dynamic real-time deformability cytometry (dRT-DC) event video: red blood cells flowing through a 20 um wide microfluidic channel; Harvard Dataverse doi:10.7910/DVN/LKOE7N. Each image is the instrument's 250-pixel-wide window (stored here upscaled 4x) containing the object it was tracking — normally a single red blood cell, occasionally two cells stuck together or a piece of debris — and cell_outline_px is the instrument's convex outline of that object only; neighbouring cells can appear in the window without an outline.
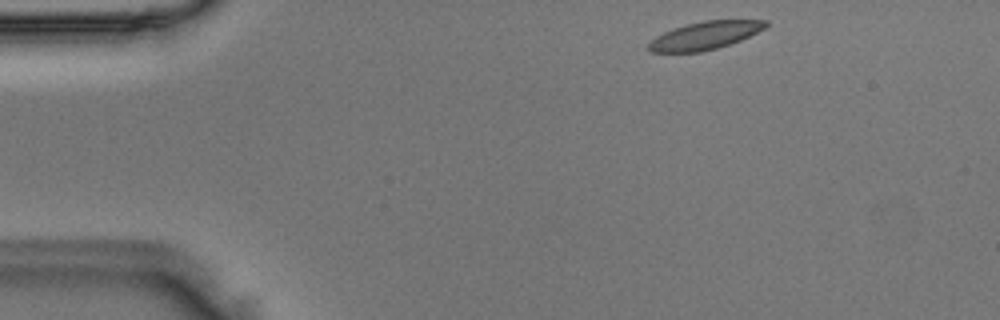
{"species": "Egyptian fruit bat (a non-hibernating species)", "species_latin": "Rousettus aegyptiacus", "temperature_condition": "room temperature", "stored_images_in_passage": 5, "camera_frame_rate_fps": 3000, "um_per_image_px": 0.085, "animal": {"sex": "male"}, "frame": {"image": 1, "passage_image": 1, "time_ms": 0.0, "image_size_px": [1000, 320], "cell_outline_px": [[768, 24], [764, 28], [740, 40], [716, 48], [700, 52], [652, 52], [648, 48], [648, 44], [656, 36], [672, 28], [704, 20], [768, 20]], "centroid_in_image_um": [59.9, 3.01], "position_along_channel_um": 25.1, "area_um2": 18.73}}